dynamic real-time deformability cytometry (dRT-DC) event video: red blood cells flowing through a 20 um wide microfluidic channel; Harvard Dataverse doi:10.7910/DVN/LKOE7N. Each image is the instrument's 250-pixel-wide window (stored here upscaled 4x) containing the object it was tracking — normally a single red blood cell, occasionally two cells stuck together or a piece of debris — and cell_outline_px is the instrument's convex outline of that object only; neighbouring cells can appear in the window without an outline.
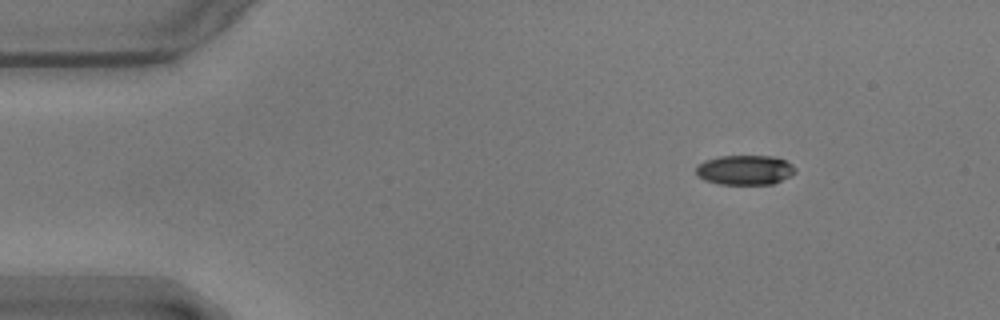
{"species": "common noctule bat (a hibernating species)", "species_latin": "Nyctalus noctula", "temperature_condition": "warm", "stored_images_in_passage": 56, "camera_frame_rate_fps": 3000, "um_per_image_px": 0.085, "animal": {"sex": "male", "body_mass_g": 17.9}, "frame": {"image": 1, "passage_image": 7, "time_ms": 2.0, "image_size_px": [1000, 320], "cell_outline_px": [[796, 172], [792, 176], [772, 184], [720, 184], [704, 180], [696, 176], [696, 164], [704, 160], [720, 156], [772, 156], [784, 160], [792, 164], [796, 168]], "centroid_in_image_um": [63.3, 14.45], "position_along_channel_um": 21.7, "area_um2": 17.4}}
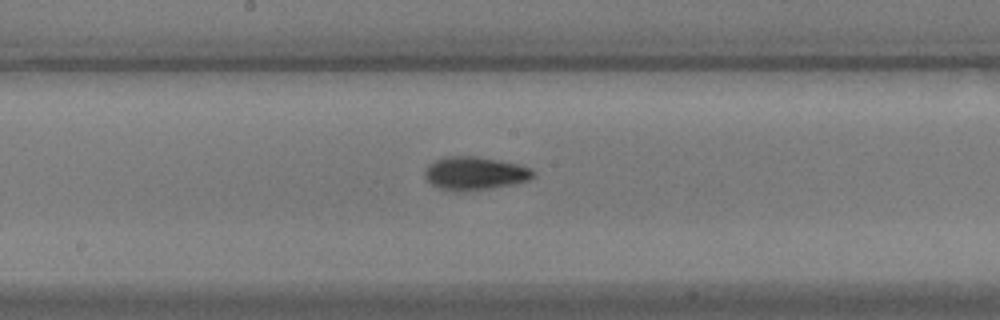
{"frame": {"image": 2, "passage_image": 29, "time_ms": 9.333, "image_size_px": [1000, 320], "cell_outline_px": [[536, 172], [528, 180], [512, 184], [488, 188], [440, 188], [432, 184], [424, 176], [424, 172], [436, 160], [448, 156], [476, 156], [516, 164], [532, 168]], "centroid_in_image_um": [40.41, 14.69], "position_along_channel_um": 207.8, "area_um2": 19.83}}
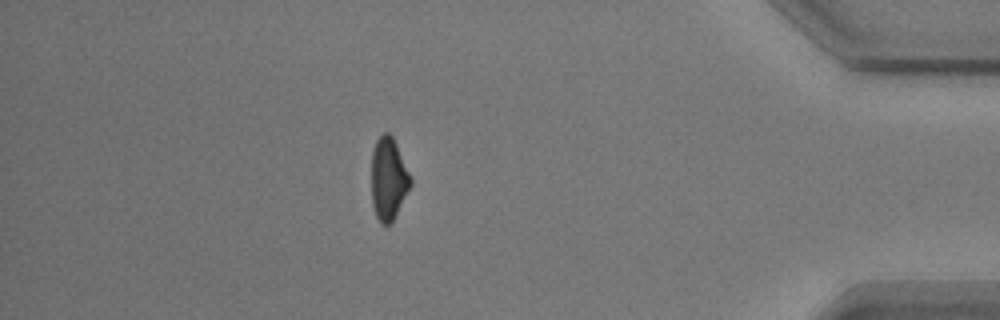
{"frame": {"image": 3, "passage_image": 49, "time_ms": 16.0, "image_size_px": [1000, 320], "cell_outline_px": [[412, 184], [392, 224], [380, 224], [376, 216], [372, 204], [372, 152], [376, 140], [384, 132], [388, 132], [392, 136], [396, 144], [412, 180]], "centroid_in_image_um": [33.02, 15.24], "position_along_channel_um": 402.2, "area_um2": 18.79}, "authors_computed_cell_mechanics": {"area_um2": 18.9006, "velocity_mm_per_s": 3.564, "shape_relaxation_time_tau1_ms": 3.0419, "shape_relaxation_time_tau2_ms": 5.8158, "deformation_change_tau1": 0.1616, "deformation_change_tau2": 0.1092}}